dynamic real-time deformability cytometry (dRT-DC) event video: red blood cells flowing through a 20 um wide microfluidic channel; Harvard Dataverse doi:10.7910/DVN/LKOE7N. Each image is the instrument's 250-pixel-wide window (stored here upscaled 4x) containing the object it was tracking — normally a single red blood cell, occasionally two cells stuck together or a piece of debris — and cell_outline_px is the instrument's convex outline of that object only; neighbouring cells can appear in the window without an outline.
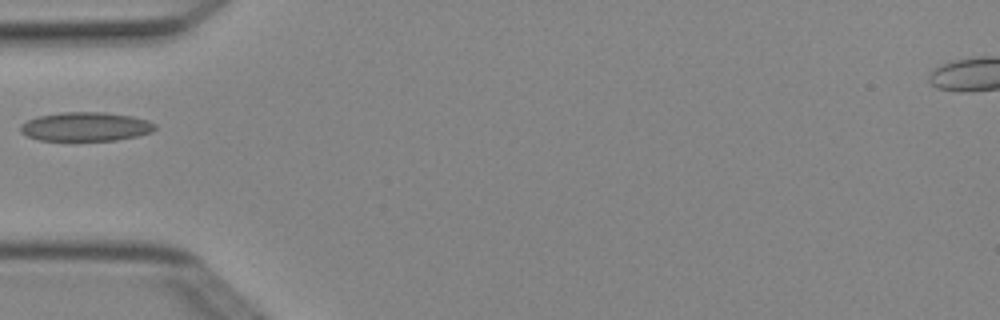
{"species": "Egyptian fruit bat (a non-hibernating species)", "species_latin": "Rousettus aegyptiacus", "temperature_condition": "cold", "stored_images_in_passage": 6, "camera_frame_rate_fps": 3000, "um_per_image_px": 0.085, "animal": {"sex": "female"}, "frame": {"image": 1, "passage_image": 5, "time_ms": 1.333, "image_size_px": [1000, 320], "cell_outline_px": [[156, 128], [152, 132], [136, 136], [116, 140], [40, 140], [28, 136], [20, 132], [20, 124], [36, 116], [60, 112], [104, 112], [132, 116], [148, 120], [156, 124]], "centroid_in_image_um": [7.28, 10.75], "position_along_channel_um": 77.7, "area_um2": 22.77}}
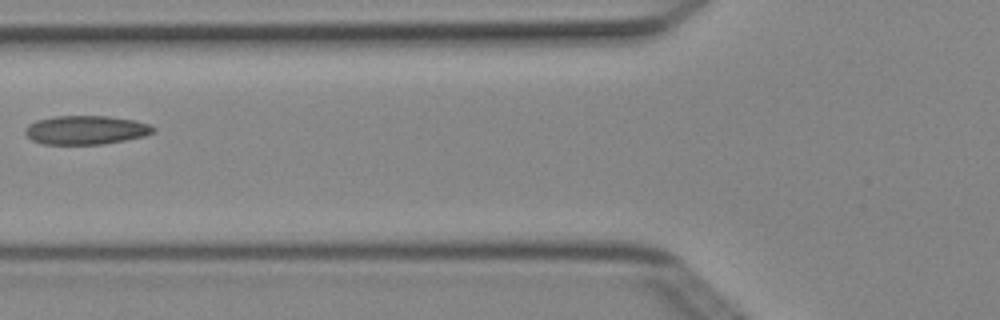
{"frame": {"image": 2, "passage_image": 6, "time_ms": 1.667, "image_size_px": [1000, 320], "cell_outline_px": [[156, 132], [144, 136], [124, 140], [100, 144], [44, 144], [32, 140], [24, 132], [24, 128], [28, 124], [36, 120], [52, 116], [108, 116], [136, 120], [148, 124], [156, 128]], "centroid_in_image_um": [7.29, 11.04], "position_along_channel_um": 118.5, "area_um2": 21.62}}